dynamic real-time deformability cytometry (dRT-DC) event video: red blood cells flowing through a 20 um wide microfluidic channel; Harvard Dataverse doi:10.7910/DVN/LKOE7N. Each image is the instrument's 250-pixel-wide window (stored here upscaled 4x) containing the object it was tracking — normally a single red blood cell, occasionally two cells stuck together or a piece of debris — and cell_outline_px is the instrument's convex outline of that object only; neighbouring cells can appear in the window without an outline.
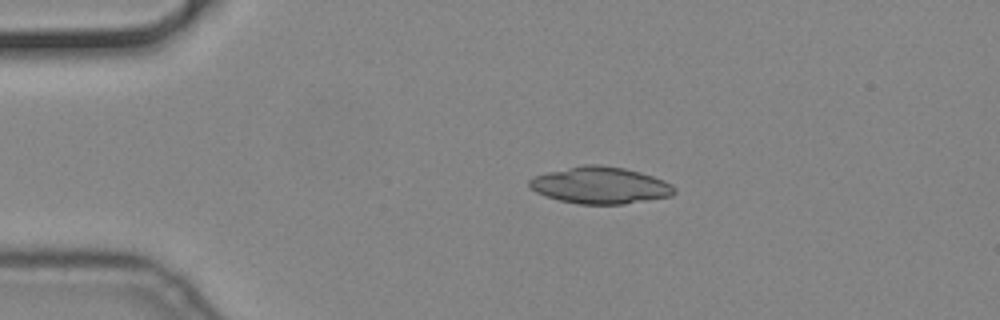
{"species": "common noctule bat (a hibernating species)", "species_latin": "Nyctalus noctula", "temperature_condition": "cold", "stored_images_in_passage": 45, "camera_frame_rate_fps": 3000, "um_per_image_px": 0.085, "animal": {"sex": "male", "body_mass_g": 19.2, "forearm_length_mm": 51.8}, "frame": {"image": 1, "passage_image": 1, "time_ms": 0.0, "image_size_px": [1000, 320], "cell_outline_px": [[676, 192], [672, 196], [624, 204], [580, 204], [560, 200], [544, 196], [536, 192], [528, 184], [528, 180], [532, 176], [548, 172], [584, 164], [600, 164], [624, 168], [640, 172], [664, 180], [672, 184], [676, 188]], "centroid_in_image_um": [51.03, 15.75], "position_along_channel_um": 34.0, "area_um2": 31.21}}